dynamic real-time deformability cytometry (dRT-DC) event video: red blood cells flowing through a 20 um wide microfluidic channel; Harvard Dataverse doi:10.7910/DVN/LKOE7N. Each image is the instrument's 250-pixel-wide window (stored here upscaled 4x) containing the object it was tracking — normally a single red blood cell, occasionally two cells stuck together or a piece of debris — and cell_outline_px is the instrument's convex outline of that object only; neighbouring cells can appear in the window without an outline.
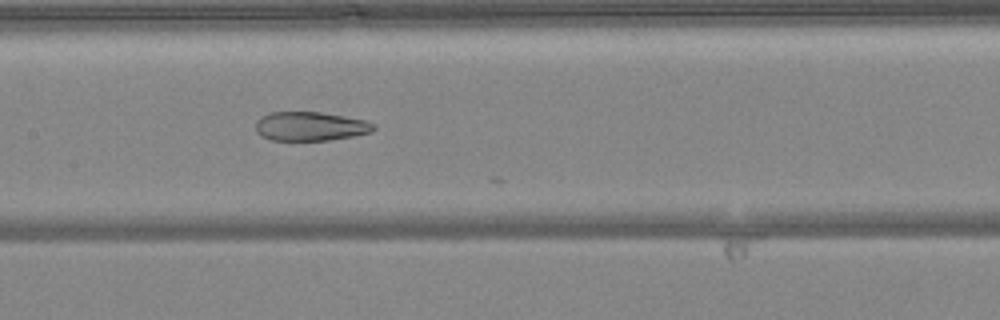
{"species": "common noctule bat (a hibernating species)", "species_latin": "Nyctalus noctula", "temperature_condition": "warm", "stored_images_in_passage": 28, "camera_frame_rate_fps": 3000, "um_per_image_px": 0.085, "animal": {"sex": "female", "body_mass_g": 24.6, "forearm_length_mm": 56.2}, "frame": {"image": 1, "passage_image": 20, "time_ms": 6.333, "image_size_px": [1000, 320], "cell_outline_px": [[376, 128], [372, 132], [352, 136], [328, 140], [272, 140], [260, 136], [256, 132], [256, 120], [260, 116], [268, 112], [320, 112], [364, 120], [376, 124]], "centroid_in_image_um": [26.34, 10.73], "position_along_channel_um": 181.1, "area_um2": 20.0}}
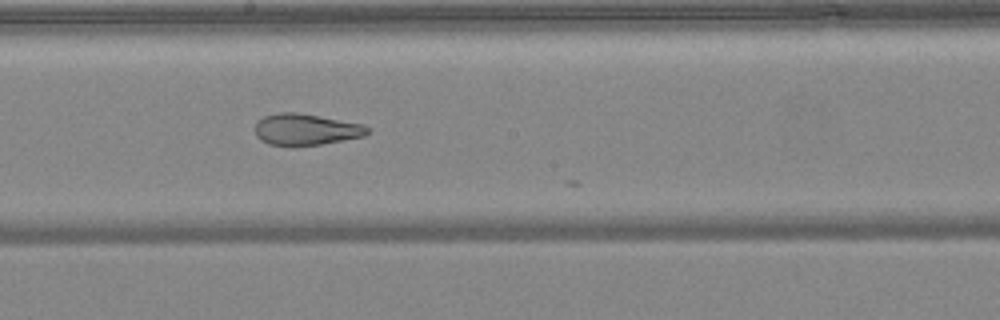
{"frame": {"image": 2, "passage_image": 23, "time_ms": 7.333, "image_size_px": [1000, 320], "cell_outline_px": [[368, 132], [364, 136], [320, 144], [268, 144], [260, 140], [256, 136], [256, 120], [264, 116], [276, 112], [296, 112], [320, 116], [364, 124], [368, 128]], "centroid_in_image_um": [25.98, 10.97], "position_along_channel_um": 222.2, "area_um2": 20.23}}